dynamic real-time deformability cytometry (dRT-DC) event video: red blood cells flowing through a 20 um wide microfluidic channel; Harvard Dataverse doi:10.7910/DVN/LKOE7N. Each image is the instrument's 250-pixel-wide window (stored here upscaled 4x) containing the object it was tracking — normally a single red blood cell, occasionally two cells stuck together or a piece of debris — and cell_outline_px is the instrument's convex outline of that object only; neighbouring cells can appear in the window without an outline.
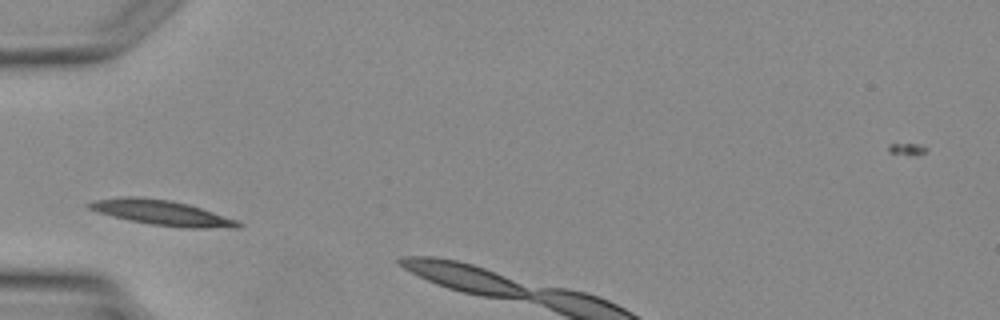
{"species": "Egyptian fruit bat (a non-hibernating species)", "species_latin": "Rousettus aegyptiacus", "temperature_condition": "warm", "stored_images_in_passage": 2, "camera_frame_rate_fps": 3000, "um_per_image_px": 0.085, "animal": {"sex": "female"}, "frame": {"image": 1, "passage_image": 1, "time_ms": 0.0, "image_size_px": [1000, 320], "cell_outline_px": [[244, 224], [240, 228], [184, 228], [152, 224], [128, 220], [96, 212], [88, 208], [84, 204], [92, 200], [124, 196], [136, 196], [168, 200], [188, 204], [236, 220]], "centroid_in_image_um": [13.7, 18.08], "position_along_channel_um": 71.3, "area_um2": 21.79}}